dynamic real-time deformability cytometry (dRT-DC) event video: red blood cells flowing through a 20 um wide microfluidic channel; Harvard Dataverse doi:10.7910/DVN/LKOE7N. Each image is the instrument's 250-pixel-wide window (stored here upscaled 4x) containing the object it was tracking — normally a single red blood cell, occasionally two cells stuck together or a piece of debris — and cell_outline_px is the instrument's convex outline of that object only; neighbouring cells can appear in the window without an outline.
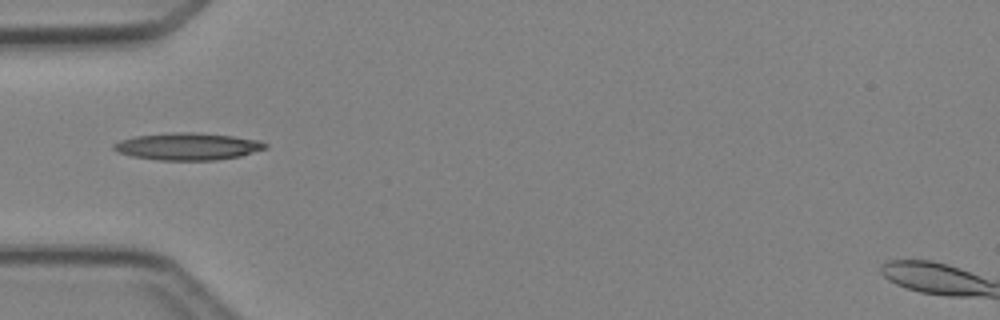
{"species": "Egyptian fruit bat (a non-hibernating species)", "species_latin": "Rousettus aegyptiacus", "temperature_condition": "cold", "stored_images_in_passage": 4, "camera_frame_rate_fps": 3000, "um_per_image_px": 0.085, "animal": {"sex": "female"}, "frame": {"image": 1, "passage_image": 4, "time_ms": 3.667, "image_size_px": [1000, 320], "cell_outline_px": [[268, 148], [240, 156], [216, 160], [156, 160], [132, 156], [116, 152], [112, 148], [112, 144], [120, 140], [136, 136], [172, 132], [192, 132], [232, 136], [260, 140], [268, 144]], "centroid_in_image_um": [15.95, 12.45], "position_along_channel_um": 69.1, "area_um2": 24.1}}